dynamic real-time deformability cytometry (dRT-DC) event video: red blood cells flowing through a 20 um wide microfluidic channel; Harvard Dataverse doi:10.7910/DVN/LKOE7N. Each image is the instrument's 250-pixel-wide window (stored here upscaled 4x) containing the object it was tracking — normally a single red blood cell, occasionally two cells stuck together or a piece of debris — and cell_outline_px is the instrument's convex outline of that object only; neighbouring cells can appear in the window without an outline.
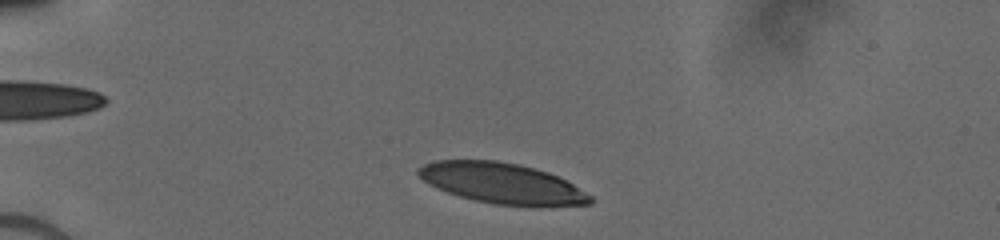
{"species": "human", "species_latin": "Homo sapiens", "temperature_condition": "cold", "stored_images_in_passage": 35, "camera_frame_rate_fps": 3000, "um_per_image_px": 0.085, "donor": {"sex": "male"}, "frame": {"image": 1, "passage_image": 3, "time_ms": 0.667, "image_size_px": [1000, 240], "cell_outline_px": [[592, 204], [540, 208], [492, 204], [460, 196], [436, 188], [428, 184], [416, 172], [416, 168], [424, 164], [436, 160], [496, 160], [520, 164], [548, 172], [572, 184], [592, 196]], "centroid_in_image_um": [42.7, 15.6], "position_along_channel_um": 42.3, "area_um2": 41.15}}
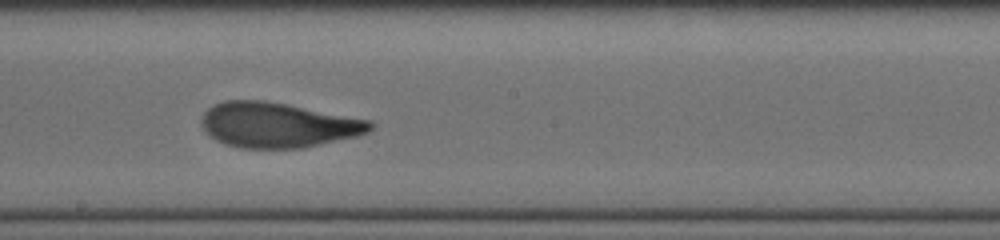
{"frame": {"image": 2, "passage_image": 20, "time_ms": 6.333, "image_size_px": [1000, 240], "cell_outline_px": [[372, 128], [368, 132], [356, 136], [300, 148], [240, 148], [216, 140], [208, 136], [200, 124], [200, 120], [204, 112], [208, 108], [224, 100], [264, 100], [372, 120]], "centroid_in_image_um": [23.57, 10.62], "position_along_channel_um": 224.6, "area_um2": 44.16}}
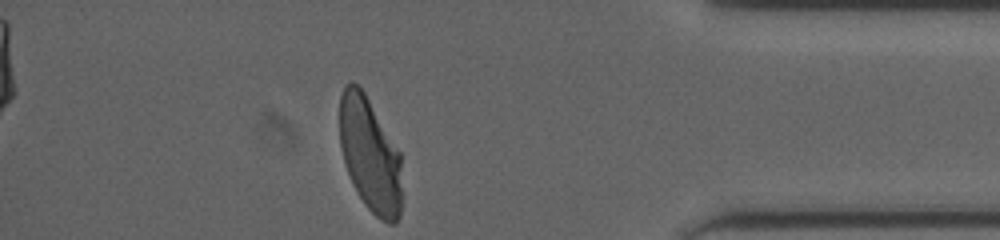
{"frame": {"image": 3, "passage_image": 35, "time_ms": 11.333, "image_size_px": [1000, 240], "cell_outline_px": [[400, 216], [396, 224], [388, 224], [380, 220], [364, 204], [344, 164], [340, 148], [340, 96], [344, 84], [356, 84], [364, 92], [400, 152]], "centroid_in_image_um": [31.44, 13.17], "position_along_channel_um": 403.8, "area_um2": 41.04}}